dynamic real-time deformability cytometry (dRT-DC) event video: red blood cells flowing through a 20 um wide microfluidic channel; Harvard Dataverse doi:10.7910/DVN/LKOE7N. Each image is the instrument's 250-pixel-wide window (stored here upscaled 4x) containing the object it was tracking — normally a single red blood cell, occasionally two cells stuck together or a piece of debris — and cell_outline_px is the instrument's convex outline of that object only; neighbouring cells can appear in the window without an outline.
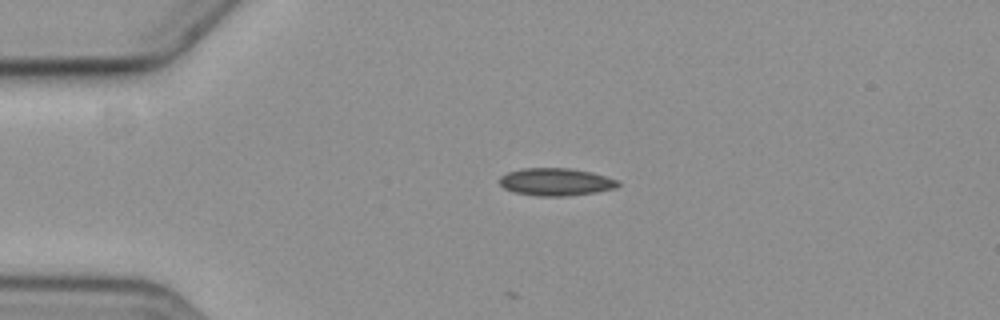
{"species": "common noctule bat (a hibernating species)", "species_latin": "Nyctalus noctula", "temperature_condition": "cold", "stored_images_in_passage": 2, "camera_frame_rate_fps": 3000, "um_per_image_px": 0.085, "animal": {"sex": "female", "body_mass_g": 19.3, "forearm_length_mm": 54.1}, "frame": {"image": 1, "passage_image": 1, "time_ms": 0.0, "image_size_px": [1000, 320], "cell_outline_px": [[620, 184], [616, 188], [596, 192], [564, 196], [540, 196], [516, 192], [504, 188], [500, 184], [500, 176], [508, 172], [520, 168], [572, 168], [592, 172], [620, 180]], "centroid_in_image_um": [47.28, 15.45], "position_along_channel_um": 37.7, "area_um2": 19.07}}